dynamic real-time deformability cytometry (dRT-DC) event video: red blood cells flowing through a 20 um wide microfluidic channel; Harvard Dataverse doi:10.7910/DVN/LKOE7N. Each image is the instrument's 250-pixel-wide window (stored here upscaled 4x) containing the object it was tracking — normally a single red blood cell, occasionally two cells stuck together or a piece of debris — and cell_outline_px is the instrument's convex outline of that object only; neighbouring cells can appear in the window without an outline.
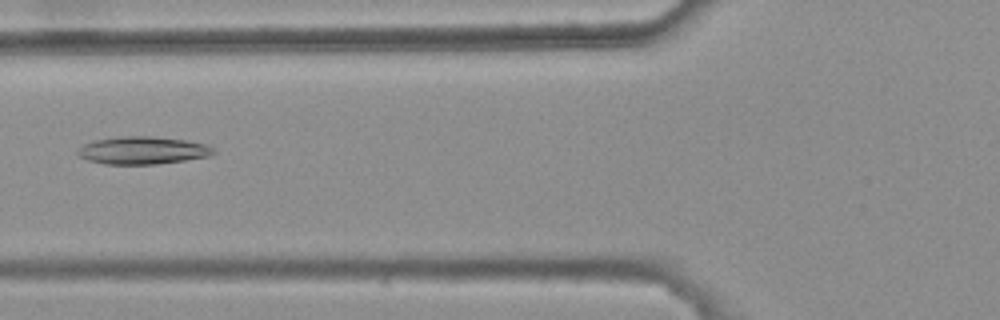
{"species": "common noctule bat (a hibernating species)", "species_latin": "Nyctalus noctula", "temperature_condition": "warm", "stored_images_in_passage": 4, "camera_frame_rate_fps": 3000, "um_per_image_px": 0.085, "animal": {"sex": "female", "body_mass_g": 25.1}, "frame": {"image": 1, "passage_image": 4, "time_ms": 1.0, "image_size_px": [1000, 320], "cell_outline_px": [[216, 152], [208, 156], [184, 160], [156, 164], [104, 164], [88, 160], [80, 156], [76, 152], [84, 144], [92, 140], [120, 136], [152, 136], [188, 140], [208, 144]], "centroid_in_image_um": [12.13, 12.77], "position_along_channel_um": 113.7, "area_um2": 21.91}}